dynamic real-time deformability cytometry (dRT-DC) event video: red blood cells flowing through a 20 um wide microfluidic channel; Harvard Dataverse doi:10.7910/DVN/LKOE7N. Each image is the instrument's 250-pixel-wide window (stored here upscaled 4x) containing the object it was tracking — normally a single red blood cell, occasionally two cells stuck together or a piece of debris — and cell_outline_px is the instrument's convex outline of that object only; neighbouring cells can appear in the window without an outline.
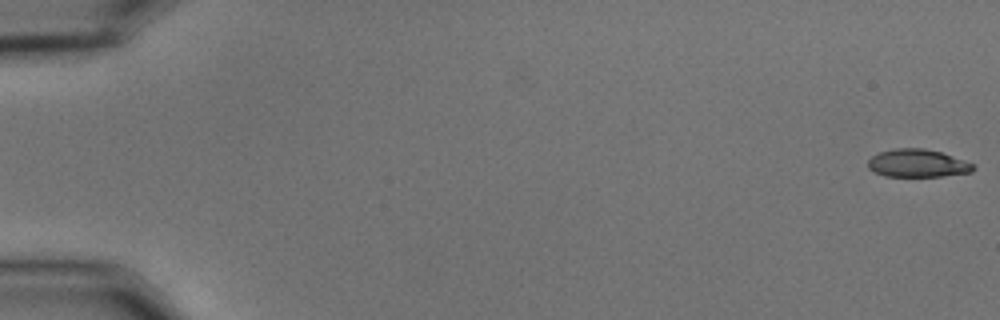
{"species": "common noctule bat (a hibernating species)", "species_latin": "Nyctalus noctula", "temperature_condition": "cold", "stored_images_in_passage": 10, "camera_frame_rate_fps": 3000, "um_per_image_px": 0.085, "animal": {"sex": "male", "body_mass_g": 15.6}, "frame": {"image": 1, "passage_image": 1, "time_ms": 0.0, "image_size_px": [1000, 320], "cell_outline_px": [[976, 168], [972, 172], [940, 176], [884, 176], [868, 168], [868, 160], [872, 156], [880, 152], [896, 148], [924, 148], [940, 152], [976, 164]], "centroid_in_image_um": [78.02, 13.88], "position_along_channel_um": 7.0, "area_um2": 17.05}}